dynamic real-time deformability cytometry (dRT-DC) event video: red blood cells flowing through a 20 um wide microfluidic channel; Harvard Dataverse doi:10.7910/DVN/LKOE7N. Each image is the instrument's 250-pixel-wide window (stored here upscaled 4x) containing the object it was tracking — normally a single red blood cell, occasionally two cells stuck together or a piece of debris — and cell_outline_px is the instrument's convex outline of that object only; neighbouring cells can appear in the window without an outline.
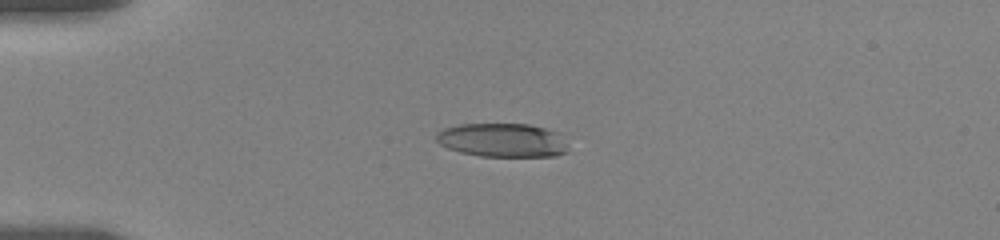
{"species": "human", "species_latin": "Homo sapiens", "temperature_condition": "room temperature", "stored_images_in_passage": 9, "camera_frame_rate_fps": 3000, "um_per_image_px": 0.085, "donor": {"sex": "female"}, "frame": {"image": 1, "passage_image": 6, "time_ms": 4.333, "image_size_px": [1000, 240], "cell_outline_px": [[568, 152], [556, 156], [480, 156], [460, 152], [448, 148], [440, 144], [436, 140], [436, 132], [444, 128], [460, 124], [528, 124], [560, 132], [568, 148]], "centroid_in_image_um": [42.72, 11.91], "position_along_channel_um": 42.3, "area_um2": 26.13}}
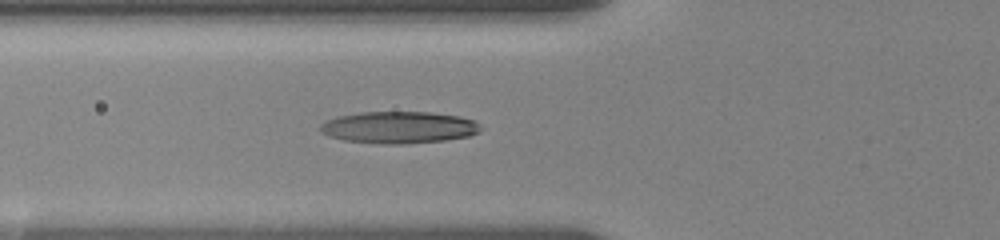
{"frame": {"image": 2, "passage_image": 9, "time_ms": 6.667, "image_size_px": [1000, 240], "cell_outline_px": [[484, 128], [480, 132], [468, 136], [444, 140], [404, 144], [380, 144], [344, 140], [328, 136], [320, 132], [320, 124], [324, 120], [336, 116], [360, 112], [432, 112], [460, 116], [476, 120]], "centroid_in_image_um": [33.91, 10.82], "position_along_channel_um": 91.9, "area_um2": 30.29}}